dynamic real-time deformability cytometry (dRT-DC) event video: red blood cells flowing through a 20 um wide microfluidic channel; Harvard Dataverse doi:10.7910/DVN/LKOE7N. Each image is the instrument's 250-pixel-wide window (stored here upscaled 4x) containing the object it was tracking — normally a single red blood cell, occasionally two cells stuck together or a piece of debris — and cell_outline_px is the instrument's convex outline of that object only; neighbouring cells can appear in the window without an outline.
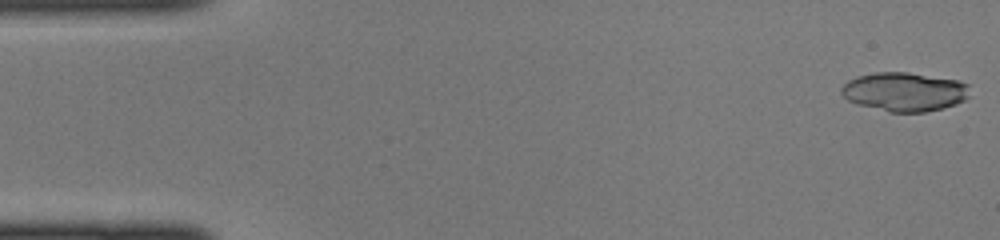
{"species": "common noctule bat (a hibernating species)", "species_latin": "Nyctalus noctula", "temperature_condition": "cold", "stored_images_in_passage": 44, "camera_frame_rate_fps": 3000, "um_per_image_px": 0.085, "animal": {"sex": "female", "body_mass_g": 22.0, "forearm_length_mm": 56.7}, "frame": {"image": 1, "passage_image": 1, "time_ms": 0.0, "image_size_px": [1000, 240], "cell_outline_px": [[968, 96], [964, 100], [956, 104], [944, 108], [924, 112], [888, 112], [856, 104], [848, 100], [840, 92], [840, 88], [848, 80], [856, 76], [876, 72], [908, 72], [956, 80], [968, 84]], "centroid_in_image_um": [76.84, 7.8], "position_along_channel_um": 8.2, "area_um2": 29.19}}
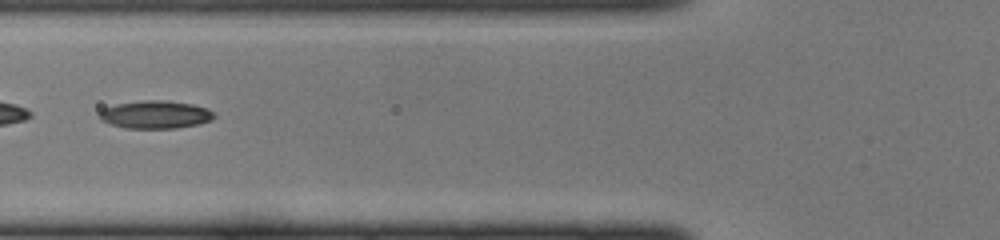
{"frame": {"image": 2, "passage_image": 17, "time_ms": 5.333, "image_size_px": [1000, 240], "cell_outline_px": [[216, 116], [212, 120], [200, 124], [176, 128], [124, 128], [100, 120], [96, 116], [104, 108], [116, 104], [144, 100], [164, 100], [192, 104], [208, 108]], "centroid_in_image_um": [13.21, 9.74], "position_along_channel_um": 112.6, "area_um2": 18.73}}
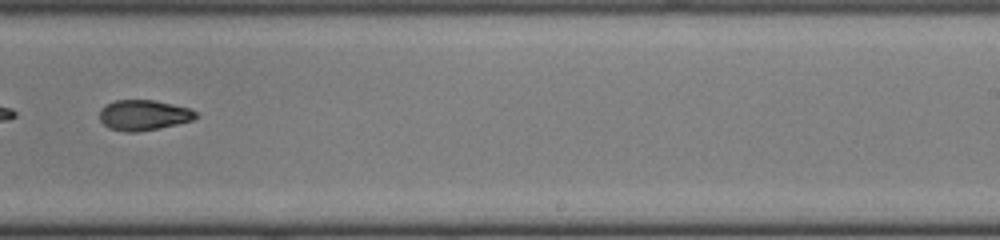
{"frame": {"image": 3, "passage_image": 28, "time_ms": 9.0, "image_size_px": [1000, 240], "cell_outline_px": [[200, 116], [192, 120], [160, 128], [136, 132], [124, 132], [108, 128], [100, 120], [100, 108], [104, 104], [116, 100], [152, 100], [192, 108]], "centroid_in_image_um": [12.2, 9.78], "position_along_channel_um": 276.8, "area_um2": 17.22}}